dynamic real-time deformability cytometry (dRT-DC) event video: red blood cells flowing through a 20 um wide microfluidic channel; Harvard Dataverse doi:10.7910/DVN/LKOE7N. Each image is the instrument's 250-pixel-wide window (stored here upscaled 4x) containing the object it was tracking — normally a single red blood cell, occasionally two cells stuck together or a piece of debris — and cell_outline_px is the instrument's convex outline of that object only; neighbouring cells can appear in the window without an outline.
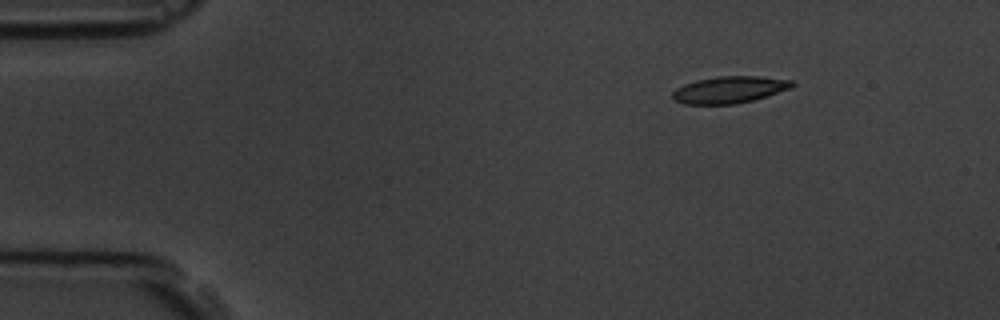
{"species": "common noctule bat (a hibernating species)", "species_latin": "Nyctalus noctula", "temperature_condition": "room temperature", "stored_images_in_passage": 5, "camera_frame_rate_fps": 3000, "um_per_image_px": 0.085, "animal": {"sex": "male", "body_mass_g": 19.5, "forearm_length_mm": 54.6}, "frame": {"image": 1, "passage_image": 1, "time_ms": 0.0, "image_size_px": [1000, 320], "cell_outline_px": [[796, 84], [792, 88], [752, 100], [736, 104], [684, 104], [672, 100], [672, 92], [676, 88], [684, 84], [696, 80], [716, 76], [760, 76], [792, 80]], "centroid_in_image_um": [61.98, 7.62], "position_along_channel_um": 23.0, "area_um2": 18.84}}
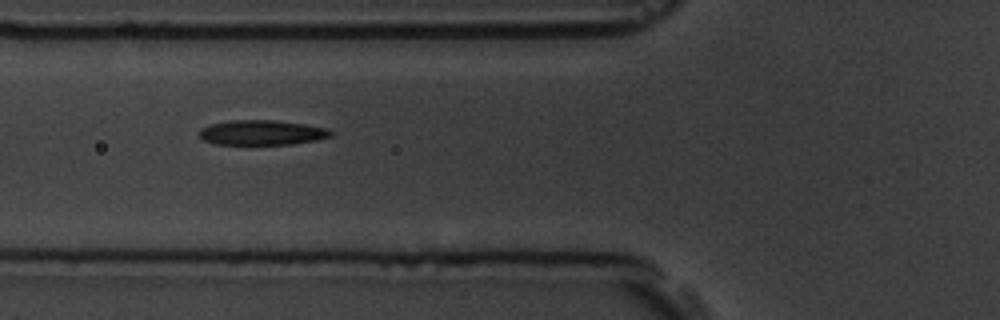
{"frame": {"image": 2, "passage_image": 4, "time_ms": 4.333, "image_size_px": [1000, 320], "cell_outline_px": [[332, 136], [316, 140], [292, 144], [216, 144], [204, 140], [196, 132], [200, 128], [208, 124], [228, 120], [272, 120], [304, 124], [328, 128], [332, 132]], "centroid_in_image_um": [22.21, 11.26], "position_along_channel_um": 103.6, "area_um2": 19.19}}
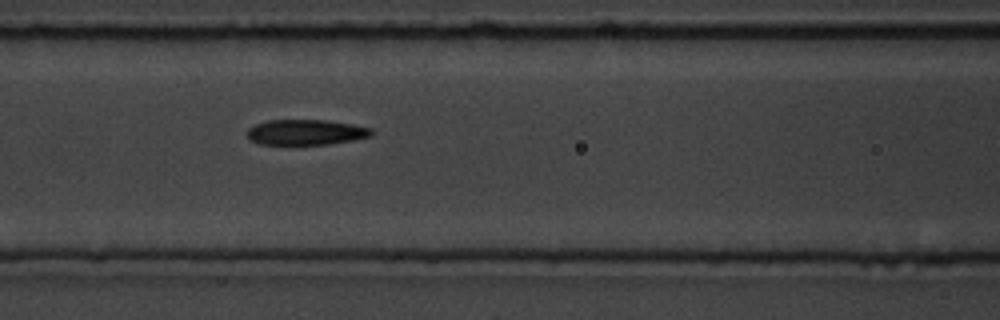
{"frame": {"image": 3, "passage_image": 5, "time_ms": 5.333, "image_size_px": [1000, 320], "cell_outline_px": [[372, 136], [352, 140], [328, 144], [260, 144], [252, 140], [248, 136], [248, 128], [256, 124], [268, 120], [324, 120], [352, 124], [372, 128]], "centroid_in_image_um": [26.02, 11.23], "position_along_channel_um": 140.6, "area_um2": 18.21}}